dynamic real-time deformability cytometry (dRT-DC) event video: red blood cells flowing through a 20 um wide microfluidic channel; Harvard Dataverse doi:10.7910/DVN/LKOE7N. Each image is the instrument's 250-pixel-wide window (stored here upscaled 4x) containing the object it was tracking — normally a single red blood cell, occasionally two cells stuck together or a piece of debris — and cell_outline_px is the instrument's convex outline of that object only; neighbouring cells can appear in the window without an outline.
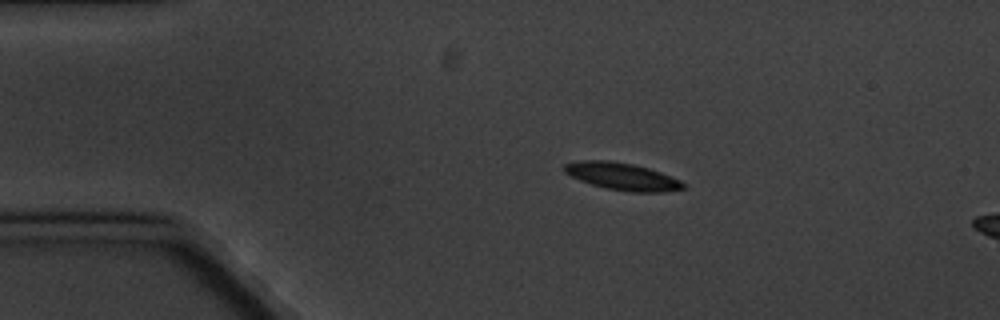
{"species": "common noctule bat (a hibernating species)", "species_latin": "Nyctalus noctula", "temperature_condition": "cold", "stored_images_in_passage": 5, "camera_frame_rate_fps": 3000, "um_per_image_px": 0.085, "animal": {"sex": "male", "body_mass_g": 20.1, "forearm_length_mm": 53.5}, "frame": {"image": 1, "passage_image": 3, "time_ms": 2.333, "image_size_px": [1000, 320], "cell_outline_px": [[688, 188], [664, 192], [632, 192], [604, 188], [580, 180], [564, 172], [560, 168], [564, 164], [580, 160], [608, 160], [632, 164], [648, 168], [660, 172], [680, 180], [688, 184]], "centroid_in_image_um": [52.9, 15.0], "position_along_channel_um": 32.1, "area_um2": 19.07}}